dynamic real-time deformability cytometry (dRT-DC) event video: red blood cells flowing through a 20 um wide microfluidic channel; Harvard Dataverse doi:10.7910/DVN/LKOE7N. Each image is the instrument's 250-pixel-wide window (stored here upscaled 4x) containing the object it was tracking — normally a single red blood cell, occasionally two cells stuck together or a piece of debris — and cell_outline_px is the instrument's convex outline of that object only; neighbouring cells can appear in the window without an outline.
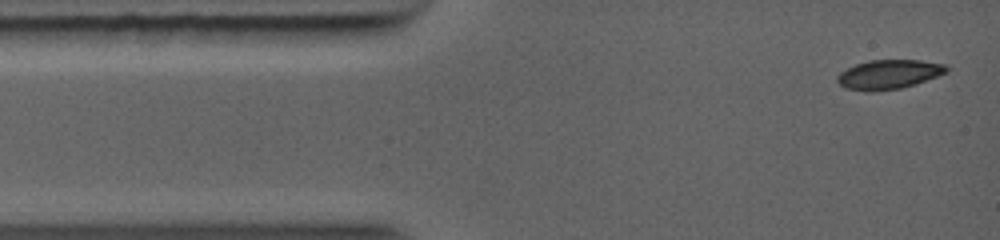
{"species": "common noctule bat (a hibernating species)", "species_latin": "Nyctalus noctula", "temperature_condition": "warm", "stored_images_in_passage": 9, "camera_frame_rate_fps": 5000, "um_per_image_px": 0.085, "animal": {"sex": "female", "body_mass_g": 19.0, "forearm_length_mm": 56.7}, "frame": {"image": 1, "passage_image": 1, "time_ms": 0.0, "image_size_px": [1000, 240], "cell_outline_px": [[948, 72], [916, 84], [900, 88], [872, 92], [864, 92], [848, 88], [840, 84], [836, 80], [836, 76], [840, 72], [856, 64], [868, 60], [920, 60], [944, 64], [948, 68]], "centroid_in_image_um": [75.54, 6.33], "position_along_channel_um": 9.5, "area_um2": 18.67}}